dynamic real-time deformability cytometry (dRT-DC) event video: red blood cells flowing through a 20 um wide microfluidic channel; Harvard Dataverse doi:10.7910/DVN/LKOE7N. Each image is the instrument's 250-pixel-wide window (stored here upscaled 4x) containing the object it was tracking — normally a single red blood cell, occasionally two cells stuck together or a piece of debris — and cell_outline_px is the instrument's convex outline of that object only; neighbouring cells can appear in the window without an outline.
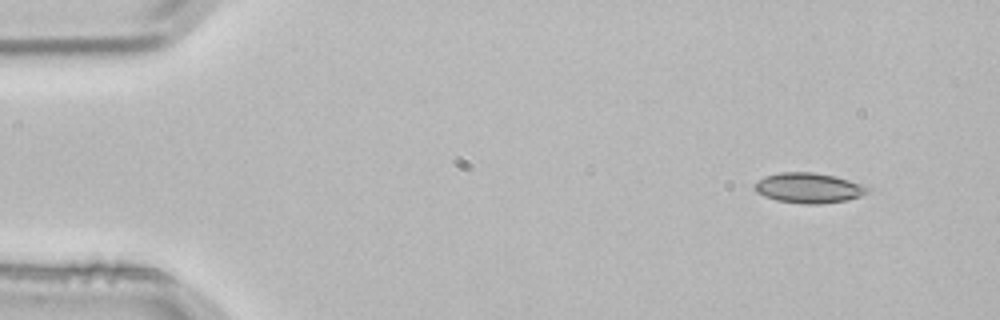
{"species": "common noctule bat (a hibernating species)", "species_latin": "Nyctalus noctula", "temperature_condition": "room temperature", "stored_images_in_passage": 3, "camera_frame_rate_fps": 3000, "um_per_image_px": 0.085, "animal": {"sex": "male", "body_mass_g": 21.5, "forearm_length_mm": 52.0}, "frame": {"image": 1, "passage_image": 1, "time_ms": 0.0, "image_size_px": [1000, 320], "cell_outline_px": [[872, 188], [868, 192], [860, 196], [848, 200], [820, 204], [804, 204], [776, 200], [764, 196], [756, 192], [752, 188], [752, 184], [756, 180], [764, 176], [780, 172], [812, 172], [836, 176], [864, 184]], "centroid_in_image_um": [68.72, 15.97], "position_along_channel_um": 16.3, "area_um2": 20.29}}
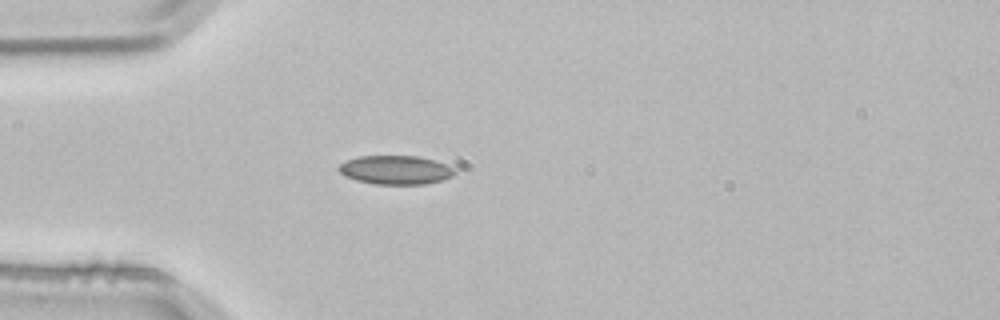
{"frame": {"image": 2, "passage_image": 3, "time_ms": 0.667, "image_size_px": [1000, 320], "cell_outline_px": [[456, 172], [452, 176], [440, 180], [424, 184], [376, 184], [356, 180], [344, 176], [340, 172], [340, 164], [348, 160], [360, 156], [416, 156], [432, 160], [456, 168]], "centroid_in_image_um": [33.63, 14.45], "position_along_channel_um": 51.4, "area_um2": 19.19}}